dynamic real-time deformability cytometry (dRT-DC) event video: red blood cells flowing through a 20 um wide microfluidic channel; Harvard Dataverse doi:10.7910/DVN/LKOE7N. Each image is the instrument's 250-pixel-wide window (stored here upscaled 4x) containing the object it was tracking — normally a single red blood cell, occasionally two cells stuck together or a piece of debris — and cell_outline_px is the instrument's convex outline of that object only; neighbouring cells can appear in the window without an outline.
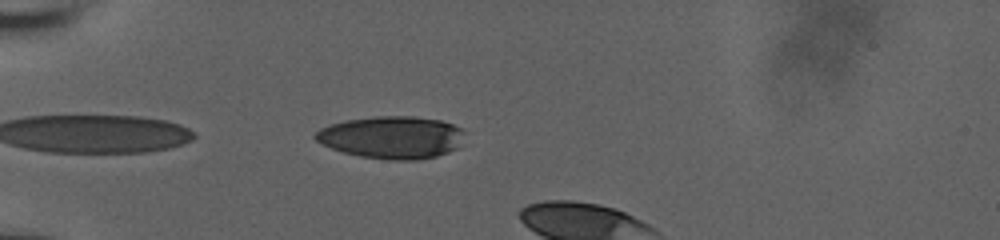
{"species": "human", "species_latin": "Homo sapiens", "temperature_condition": "room temperature", "stored_images_in_passage": 7, "camera_frame_rate_fps": 3000, "um_per_image_px": 0.085, "donor": {"sex": "male"}, "frame": {"image": 1, "passage_image": 2, "time_ms": 0.333, "image_size_px": [1000, 240], "cell_outline_px": [[460, 132], [456, 148], [448, 152], [436, 156], [416, 160], [388, 160], [360, 156], [344, 152], [332, 148], [316, 140], [312, 136], [320, 128], [344, 120], [376, 116], [412, 116], [440, 120], [452, 124], [460, 128]], "centroid_in_image_um": [33.23, 11.67], "position_along_channel_um": 51.8, "area_um2": 36.36}}